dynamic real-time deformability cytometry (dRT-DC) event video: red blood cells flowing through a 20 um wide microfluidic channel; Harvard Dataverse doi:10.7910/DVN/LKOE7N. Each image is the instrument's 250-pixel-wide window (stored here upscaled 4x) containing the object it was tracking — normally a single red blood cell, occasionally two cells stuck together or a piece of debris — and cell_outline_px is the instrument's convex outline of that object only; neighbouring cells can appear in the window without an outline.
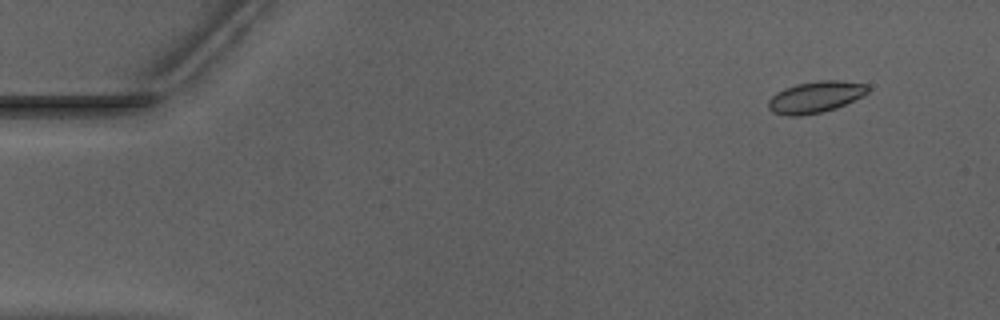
{"species": "Egyptian fruit bat (a non-hibernating species)", "species_latin": "Rousettus aegyptiacus", "temperature_condition": "warm", "stored_images_in_passage": 14, "camera_frame_rate_fps": 3000, "um_per_image_px": 0.085, "animal": {"sex": "male"}, "frame": {"image": 1, "passage_image": 5, "time_ms": 1.333, "image_size_px": [1000, 320], "cell_outline_px": [[868, 92], [864, 96], [836, 108], [820, 112], [800, 116], [788, 116], [772, 112], [768, 108], [768, 100], [776, 92], [784, 88], [796, 84], [816, 80], [840, 80], [868, 84]], "centroid_in_image_um": [69.31, 8.24], "position_along_channel_um": 15.7, "area_um2": 18.44}}